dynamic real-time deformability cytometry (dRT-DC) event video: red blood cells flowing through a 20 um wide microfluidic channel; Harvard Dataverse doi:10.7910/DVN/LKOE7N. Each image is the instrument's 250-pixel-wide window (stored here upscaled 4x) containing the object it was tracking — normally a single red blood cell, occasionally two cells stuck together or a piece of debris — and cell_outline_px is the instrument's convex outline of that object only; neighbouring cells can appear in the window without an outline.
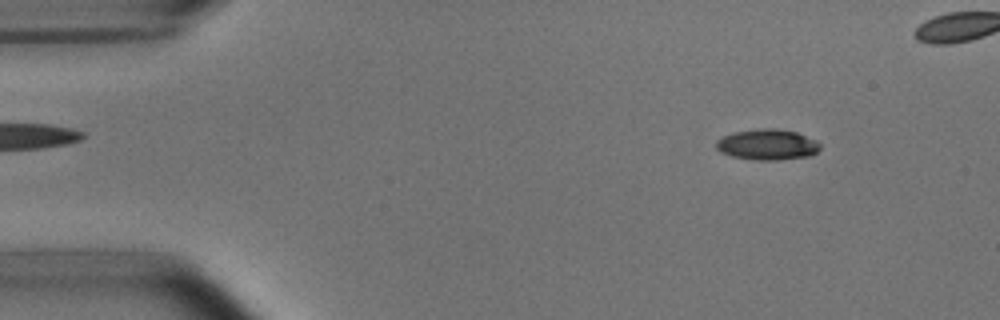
{"species": "common noctule bat (a hibernating species)", "species_latin": "Nyctalus noctula", "temperature_condition": "room temperature", "stored_images_in_passage": 47, "camera_frame_rate_fps": 3000, "um_per_image_px": 0.085, "animal": {"sex": "male", "body_mass_g": 15.6}, "frame": {"image": 1, "passage_image": 6, "time_ms": 1.667, "image_size_px": [1000, 320], "cell_outline_px": [[820, 148], [812, 156], [776, 160], [756, 160], [732, 156], [720, 152], [716, 148], [716, 140], [732, 132], [760, 128], [776, 128], [796, 132], [816, 140], [820, 144]], "centroid_in_image_um": [65.22, 12.29], "position_along_channel_um": 19.8, "area_um2": 18.73}}
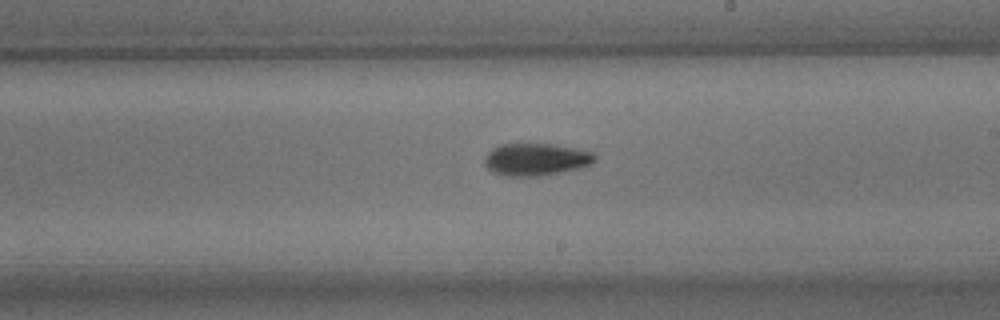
{"frame": {"image": 2, "passage_image": 30, "time_ms": 9.667, "image_size_px": [1000, 320], "cell_outline_px": [[596, 160], [592, 164], [580, 168], [544, 176], [504, 176], [492, 172], [484, 164], [484, 156], [492, 148], [500, 144], [552, 144], [592, 152], [596, 156]], "centroid_in_image_um": [45.53, 13.56], "position_along_channel_um": 243.5, "area_um2": 20.92}}
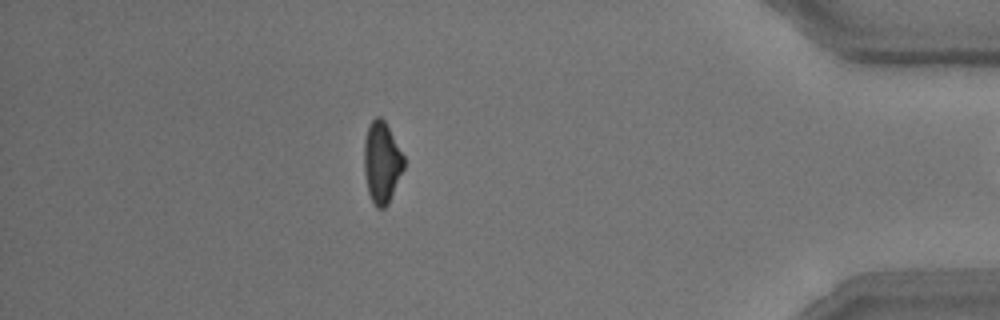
{"frame": {"image": 3, "passage_image": 46, "time_ms": 15.0, "image_size_px": [1000, 320], "cell_outline_px": [[404, 168], [388, 204], [384, 208], [376, 208], [368, 192], [364, 172], [364, 140], [368, 124], [376, 116], [380, 116], [384, 120], [404, 156]], "centroid_in_image_um": [32.44, 13.79], "position_along_channel_um": 402.8, "area_um2": 18.84}}